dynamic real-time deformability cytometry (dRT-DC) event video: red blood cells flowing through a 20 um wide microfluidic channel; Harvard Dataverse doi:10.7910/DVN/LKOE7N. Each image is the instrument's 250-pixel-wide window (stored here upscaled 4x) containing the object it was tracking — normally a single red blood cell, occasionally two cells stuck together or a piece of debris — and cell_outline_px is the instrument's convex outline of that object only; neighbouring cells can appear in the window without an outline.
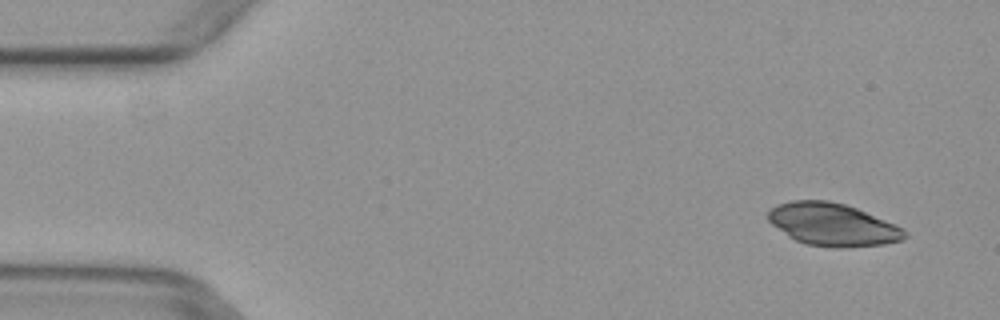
{"species": "common noctule bat (a hibernating species)", "species_latin": "Nyctalus noctula", "temperature_condition": "warm", "stored_images_in_passage": 4, "camera_frame_rate_fps": 3000, "um_per_image_px": 0.085, "animal": {"sex": "female", "body_mass_g": 29.2, "forearm_length_mm": 56.3}, "frame": {"image": 1, "passage_image": 1, "time_ms": 0.0, "image_size_px": [1000, 320], "cell_outline_px": [[908, 236], [900, 240], [884, 244], [808, 244], [796, 240], [788, 236], [772, 224], [768, 220], [768, 212], [776, 204], [792, 200], [828, 200], [844, 204], [856, 208], [904, 228]], "centroid_in_image_um": [70.73, 19.02], "position_along_channel_um": 14.3, "area_um2": 32.54}}